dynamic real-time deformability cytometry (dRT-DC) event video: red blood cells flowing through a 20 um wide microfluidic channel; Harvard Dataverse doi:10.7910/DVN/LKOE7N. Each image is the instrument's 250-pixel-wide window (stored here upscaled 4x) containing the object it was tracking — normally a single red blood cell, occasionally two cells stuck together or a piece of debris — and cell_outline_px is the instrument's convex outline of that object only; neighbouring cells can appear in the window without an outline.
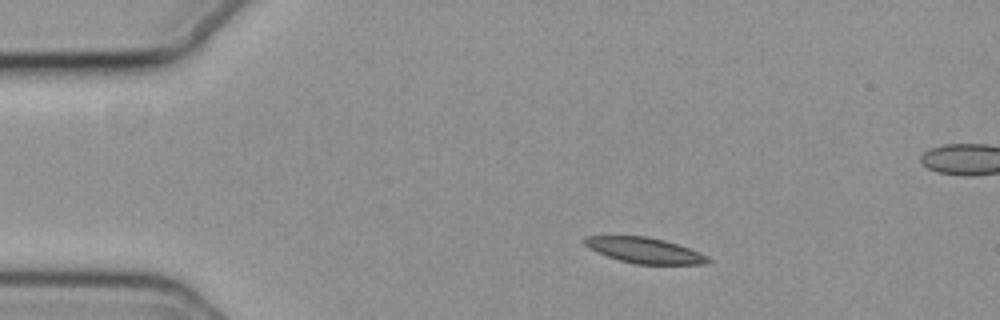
{"species": "common noctule bat (a hibernating species)", "species_latin": "Nyctalus noctula", "temperature_condition": "cold", "stored_images_in_passage": 48, "segment_of_instrument_passage": [1, 2], "camera_frame_rate_fps": 3000, "um_per_image_px": 0.085, "animal": {"sex": "female", "body_mass_g": 19.3, "forearm_length_mm": 54.1}, "frame": {"image": 1, "passage_image": 1, "time_ms": 0.0, "image_size_px": [1000, 320], "cell_outline_px": [[712, 260], [704, 264], [636, 264], [620, 260], [596, 252], [588, 248], [580, 240], [584, 236], [648, 236], [664, 240], [700, 252], [708, 256]], "centroid_in_image_um": [54.75, 21.27], "position_along_channel_um": 30.2, "area_um2": 18.44}}
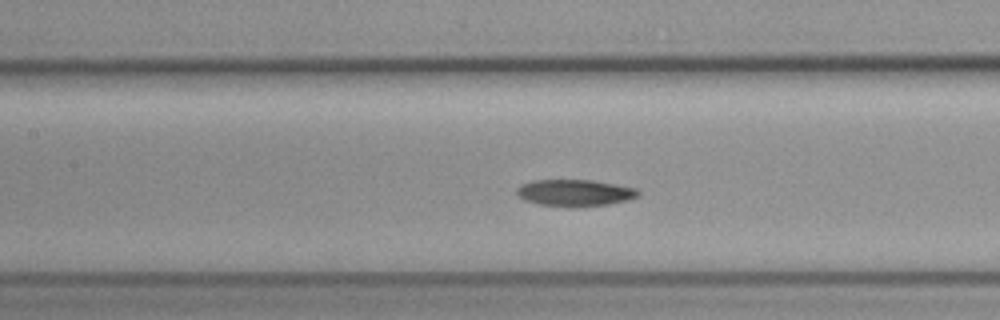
{"frame": {"image": 2, "passage_image": 16, "time_ms": 5.0, "image_size_px": [1000, 320], "cell_outline_px": [[640, 196], [628, 200], [608, 204], [584, 208], [572, 208], [540, 204], [524, 200], [516, 196], [516, 188], [520, 184], [532, 180], [592, 180], [640, 188]], "centroid_in_image_um": [48.88, 16.4], "position_along_channel_um": 158.5, "area_um2": 19.54}}
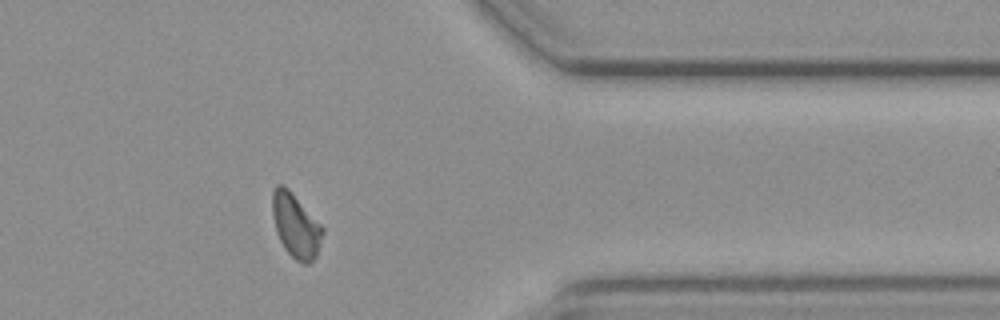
{"frame": {"image": 3, "passage_image": 36, "time_ms": 11.667, "image_size_px": [1000, 320], "cell_outline_px": [[324, 232], [316, 256], [308, 264], [304, 264], [296, 260], [284, 248], [276, 232], [272, 216], [272, 188], [276, 184], [284, 184], [288, 188], [324, 228]], "centroid_in_image_um": [25.11, 19.15], "position_along_channel_um": 386.3, "area_um2": 18.79}}